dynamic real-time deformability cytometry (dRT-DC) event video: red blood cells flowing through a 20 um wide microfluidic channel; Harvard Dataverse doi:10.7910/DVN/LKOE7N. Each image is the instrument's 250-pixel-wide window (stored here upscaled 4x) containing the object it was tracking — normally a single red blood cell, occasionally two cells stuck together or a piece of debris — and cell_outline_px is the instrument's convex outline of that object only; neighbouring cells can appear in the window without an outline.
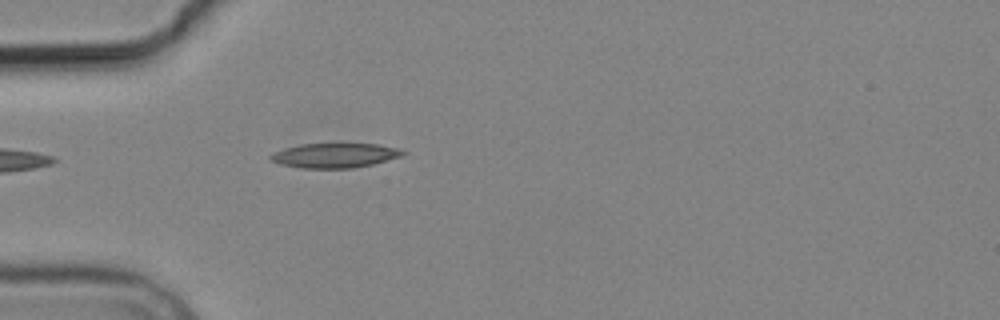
{"species": "common noctule bat (a hibernating species)", "species_latin": "Nyctalus noctula", "temperature_condition": "cold", "stored_images_in_passage": 1, "camera_frame_rate_fps": 3000, "um_per_image_px": 0.085, "animal": {"sex": "male", "body_mass_g": 19.2, "forearm_length_mm": 51.8}, "frame": {"image": 1, "passage_image": 1, "time_ms": 0.0, "image_size_px": [1000, 320], "cell_outline_px": [[408, 152], [404, 156], [372, 164], [352, 168], [304, 168], [280, 164], [268, 160], [268, 156], [284, 148], [300, 144], [340, 140], [376, 144], [400, 148]], "centroid_in_image_um": [28.51, 13.15], "position_along_channel_um": 56.5, "area_um2": 20.11}}